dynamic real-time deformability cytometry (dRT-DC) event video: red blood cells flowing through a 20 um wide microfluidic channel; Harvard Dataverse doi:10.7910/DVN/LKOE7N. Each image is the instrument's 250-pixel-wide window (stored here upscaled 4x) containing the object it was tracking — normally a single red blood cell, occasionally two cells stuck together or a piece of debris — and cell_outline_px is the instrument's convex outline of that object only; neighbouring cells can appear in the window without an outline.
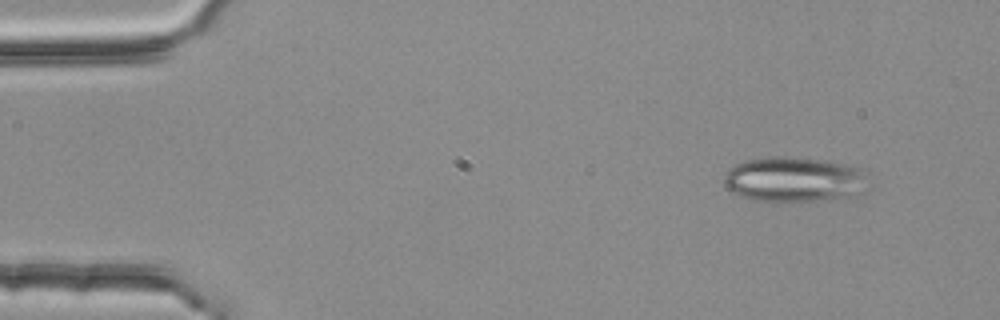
{"species": "common noctule bat (a hibernating species)", "species_latin": "Nyctalus noctula", "temperature_condition": "room temperature", "stored_images_in_passage": 49, "segment_of_instrument_passage": [1, 2], "camera_frame_rate_fps": 3000, "um_per_image_px": 0.085, "animal": {"sex": "female", "body_mass_g": 25.1}, "frame": {"image": 1, "passage_image": 1, "time_ms": 0.0, "image_size_px": [1000, 320], "cell_outline_px": [[872, 188], [852, 200], [756, 200], [740, 196], [732, 192], [728, 188], [724, 180], [724, 172], [736, 164], [744, 160], [768, 156], [784, 156], [824, 160], [844, 164], [860, 168], [864, 172]], "centroid_in_image_um": [67.63, 15.26], "position_along_channel_um": 17.4, "area_um2": 38.73}}